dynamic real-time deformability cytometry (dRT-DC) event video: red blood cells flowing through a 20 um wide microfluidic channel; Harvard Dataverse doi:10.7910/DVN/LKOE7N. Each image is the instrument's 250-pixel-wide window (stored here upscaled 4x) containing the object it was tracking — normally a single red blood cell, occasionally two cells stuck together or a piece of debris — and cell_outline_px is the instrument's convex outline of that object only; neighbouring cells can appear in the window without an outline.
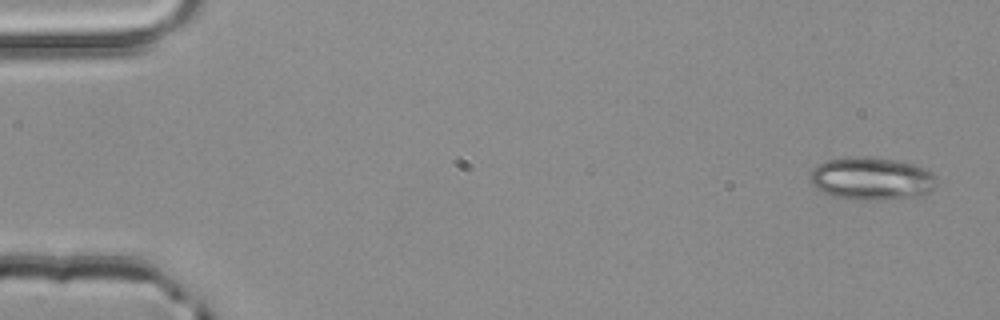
{"species": "common noctule bat (a hibernating species)", "species_latin": "Nyctalus noctula", "temperature_condition": "room temperature", "stored_images_in_passage": 3, "camera_frame_rate_fps": 3000, "um_per_image_px": 0.085, "animal": {"sex": "male", "body_mass_g": 20.4}, "frame": {"image": 1, "passage_image": 1, "time_ms": 0.0, "image_size_px": [1000, 320], "cell_outline_px": [[936, 184], [928, 192], [920, 196], [884, 200], [860, 200], [832, 196], [816, 188], [812, 184], [808, 176], [812, 168], [828, 160], [852, 156], [868, 156], [892, 160], [912, 164], [924, 168], [932, 172], [936, 176]], "centroid_in_image_um": [74.07, 15.19], "position_along_channel_um": 10.9, "area_um2": 31.67}}